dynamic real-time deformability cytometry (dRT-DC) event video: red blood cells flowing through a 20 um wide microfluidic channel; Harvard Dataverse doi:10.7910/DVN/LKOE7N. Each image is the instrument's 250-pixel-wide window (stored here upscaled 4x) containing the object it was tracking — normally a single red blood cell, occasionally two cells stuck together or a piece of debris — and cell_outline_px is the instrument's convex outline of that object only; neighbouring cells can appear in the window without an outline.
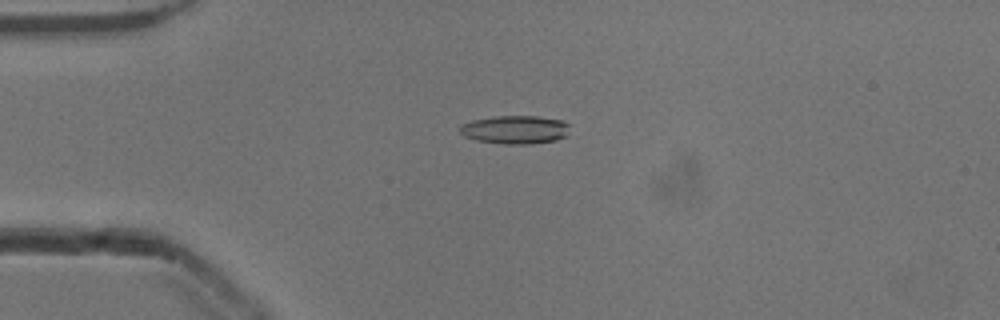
{"species": "common noctule bat (a hibernating species)", "species_latin": "Nyctalus noctula", "temperature_condition": "cold", "stored_images_in_passage": 53, "camera_frame_rate_fps": 3000, "um_per_image_px": 0.085, "animal": {"sex": "male", "body_mass_g": 13.3}, "frame": {"image": 1, "passage_image": 13, "time_ms": 4.0, "image_size_px": [1000, 320], "cell_outline_px": [[568, 136], [556, 140], [528, 144], [504, 144], [476, 140], [464, 136], [460, 132], [460, 124], [472, 120], [492, 116], [536, 116], [564, 120], [568, 124]], "centroid_in_image_um": [43.79, 11.01], "position_along_channel_um": 41.2, "area_um2": 18.32}}
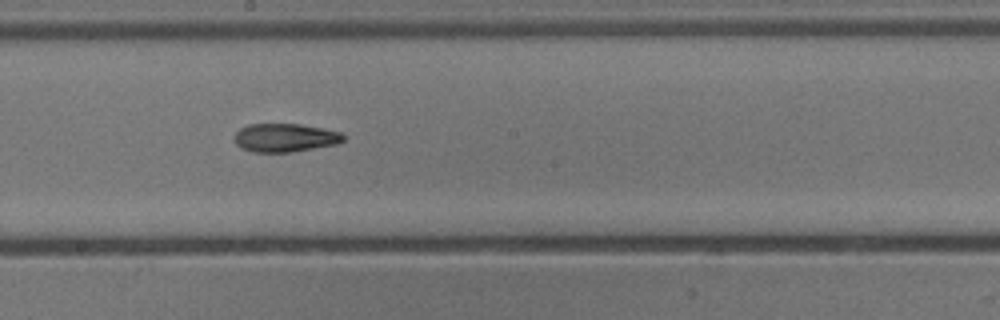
{"frame": {"image": 2, "passage_image": 29, "time_ms": 9.333, "image_size_px": [1000, 320], "cell_outline_px": [[344, 140], [340, 144], [292, 152], [252, 152], [240, 148], [236, 144], [236, 132], [240, 128], [248, 124], [300, 124], [324, 128], [340, 132], [344, 136]], "centroid_in_image_um": [24.26, 11.71], "position_along_channel_um": 223.9, "area_um2": 18.21}}
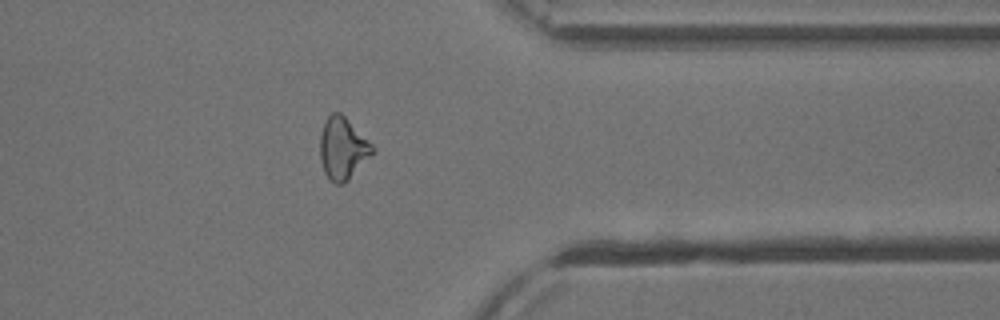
{"frame": {"image": 3, "passage_image": 42, "time_ms": 13.667, "image_size_px": [1000, 320], "cell_outline_px": [[376, 152], [348, 180], [340, 184], [336, 184], [324, 172], [320, 160], [320, 136], [324, 120], [332, 112], [340, 112], [376, 148]], "centroid_in_image_um": [29.14, 12.61], "position_along_channel_um": 382.3, "area_um2": 18.96}, "authors_computed_cell_mechanics": {"area_um2": 18.3226, "velocity_mm_per_s": 3.9002, "shape_relaxation_time_tau1_ms": 5.0593, "shape_relaxation_time_tau2_ms": 9.1478, "deformation_change_tau1": 0.1536, "deformation_change_tau2": 0.1956}}